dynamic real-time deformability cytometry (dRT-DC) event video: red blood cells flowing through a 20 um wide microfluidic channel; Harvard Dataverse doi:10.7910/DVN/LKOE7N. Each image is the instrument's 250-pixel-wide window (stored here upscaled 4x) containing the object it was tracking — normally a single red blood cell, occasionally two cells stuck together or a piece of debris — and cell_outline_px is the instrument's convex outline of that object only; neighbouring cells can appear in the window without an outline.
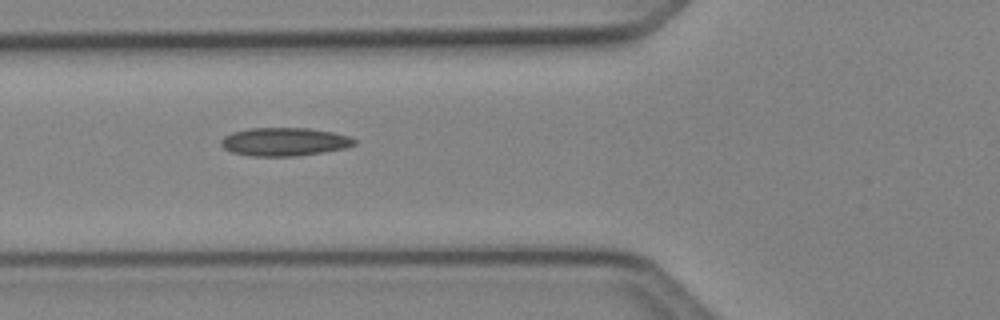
{"species": "Egyptian fruit bat (a non-hibernating species)", "species_latin": "Rousettus aegyptiacus", "temperature_condition": "cold", "stored_images_in_passage": 4, "camera_frame_rate_fps": 3000, "um_per_image_px": 0.085, "animal": {"sex": "female"}, "frame": {"image": 1, "passage_image": 2, "time_ms": 0.333, "image_size_px": [1000, 320], "cell_outline_px": [[356, 144], [344, 148], [324, 152], [296, 156], [252, 156], [232, 152], [224, 148], [220, 144], [220, 140], [224, 136], [232, 132], [248, 128], [308, 128], [332, 132], [348, 136], [356, 140]], "centroid_in_image_um": [24.15, 12.05], "position_along_channel_um": 101.7, "area_um2": 21.96}}
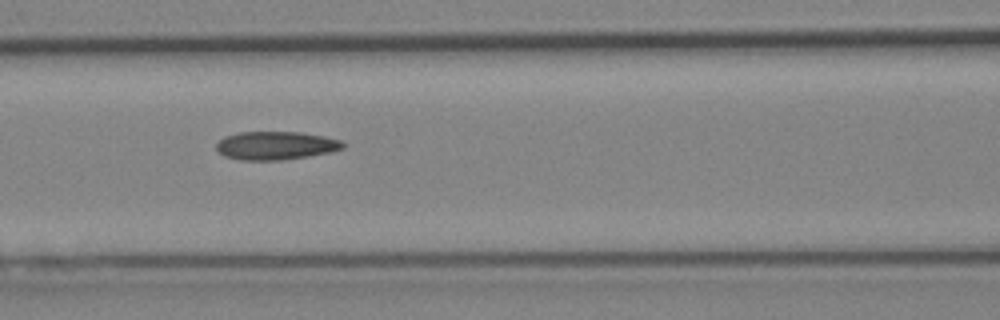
{"frame": {"image": 2, "passage_image": 3, "time_ms": 0.667, "image_size_px": [1000, 320], "cell_outline_px": [[348, 144], [344, 148], [332, 152], [308, 156], [280, 160], [240, 160], [224, 156], [216, 148], [216, 144], [224, 136], [240, 132], [300, 132], [324, 136], [340, 140]], "centroid_in_image_um": [23.47, 12.37], "position_along_channel_um": 143.1, "area_um2": 20.98}}
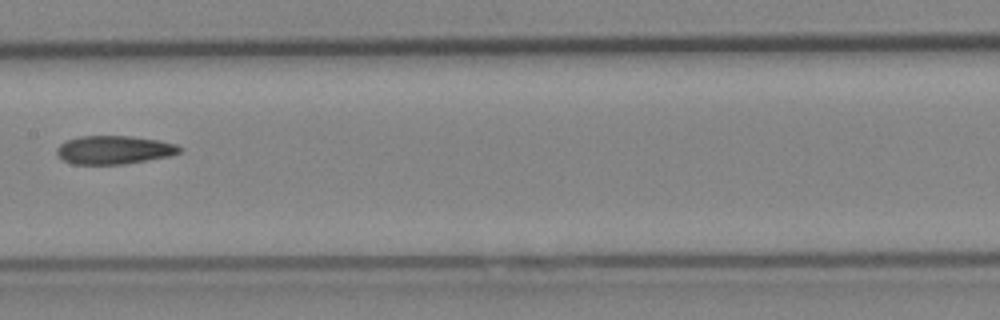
{"frame": {"image": 3, "passage_image": 4, "time_ms": 1.0, "image_size_px": [1000, 320], "cell_outline_px": [[184, 148], [180, 152], [168, 156], [124, 164], [72, 164], [64, 160], [56, 152], [56, 148], [60, 144], [68, 140], [80, 136], [132, 136], [160, 140], [176, 144]], "centroid_in_image_um": [9.72, 12.73], "position_along_channel_um": 197.7, "area_um2": 20.29}}